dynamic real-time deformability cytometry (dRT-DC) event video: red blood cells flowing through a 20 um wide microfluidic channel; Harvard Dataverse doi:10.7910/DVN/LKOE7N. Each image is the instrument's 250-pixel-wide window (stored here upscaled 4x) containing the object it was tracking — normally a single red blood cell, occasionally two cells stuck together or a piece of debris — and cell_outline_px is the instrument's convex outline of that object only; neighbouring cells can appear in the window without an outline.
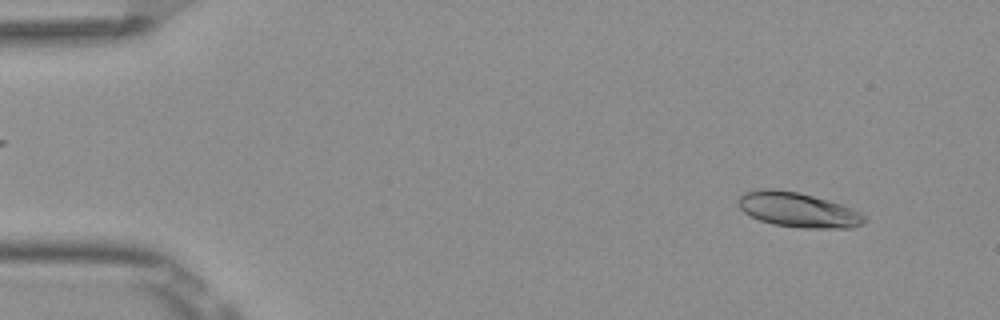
{"species": "Egyptian fruit bat (a non-hibernating species)", "species_latin": "Rousettus aegyptiacus", "temperature_condition": "room temperature", "stored_images_in_passage": 51, "camera_frame_rate_fps": 3000, "um_per_image_px": 0.085, "frame": {"image": 1, "passage_image": 4, "time_ms": 1.0, "image_size_px": [1000, 320], "cell_outline_px": [[864, 220], [860, 224], [852, 228], [800, 228], [772, 224], [760, 220], [744, 212], [736, 204], [736, 200], [744, 192], [760, 188], [772, 188], [796, 192], [828, 200], [852, 208], [860, 212], [864, 216]], "centroid_in_image_um": [67.77, 17.83], "position_along_channel_um": 17.2, "area_um2": 25.55}}
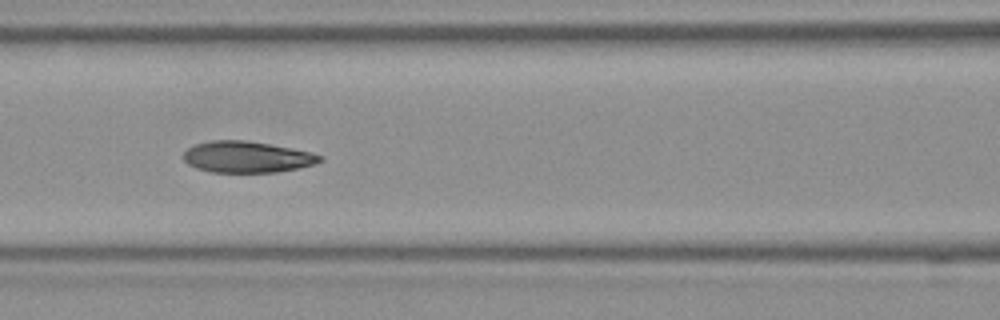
{"frame": {"image": 2, "passage_image": 22, "time_ms": 7.0, "image_size_px": [1000, 320], "cell_outline_px": [[324, 160], [316, 164], [276, 172], [212, 172], [196, 168], [188, 164], [184, 160], [184, 152], [188, 148], [196, 144], [212, 140], [244, 140], [292, 148], [324, 156]], "centroid_in_image_um": [21.0, 13.34], "position_along_channel_um": 145.6, "area_um2": 24.74}}
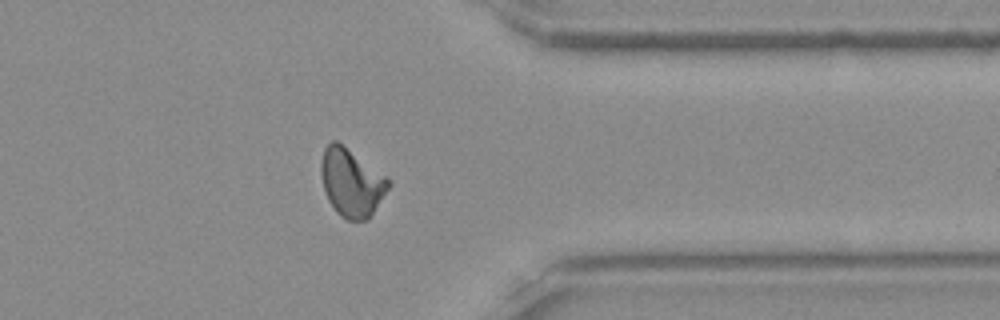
{"frame": {"image": 3, "passage_image": 41, "time_ms": 13.333, "image_size_px": [1000, 320], "cell_outline_px": [[392, 184], [368, 220], [348, 220], [340, 216], [336, 212], [328, 200], [324, 192], [320, 172], [320, 164], [324, 148], [332, 140], [336, 140], [388, 176], [392, 180]], "centroid_in_image_um": [29.89, 15.52], "position_along_channel_um": 381.5, "area_um2": 27.05}, "authors_computed_cell_mechanics": {"area_um2": 25.3164, "velocity_mm_per_s": 3.8681, "shape_relaxation_time_tau1_ms": 7.2389, "shape_relaxation_time_tau2_ms": 1.9038, "deformation_change_tau1": 0.1812, "deformation_change_tau2": 0.0772}}